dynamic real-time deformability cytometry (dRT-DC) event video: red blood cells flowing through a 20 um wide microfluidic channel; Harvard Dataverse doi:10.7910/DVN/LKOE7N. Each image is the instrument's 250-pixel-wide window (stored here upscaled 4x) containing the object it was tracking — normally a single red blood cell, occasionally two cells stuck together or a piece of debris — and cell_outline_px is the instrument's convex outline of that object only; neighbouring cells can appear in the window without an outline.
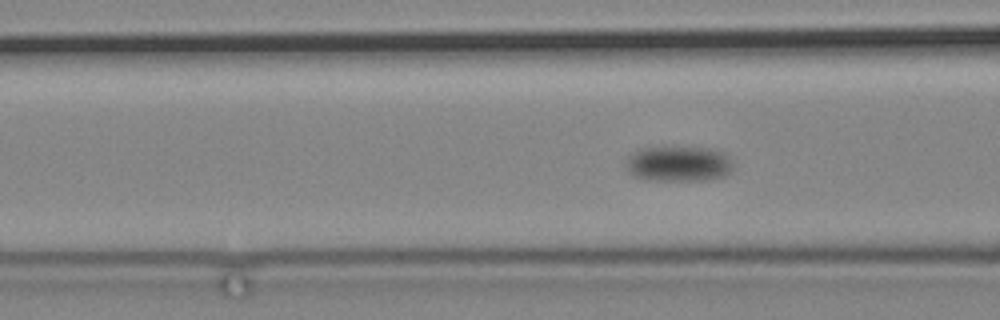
{"species": "common noctule bat (a hibernating species)", "species_latin": "Nyctalus noctula", "temperature_condition": "cold", "stored_images_in_passage": 60, "camera_frame_rate_fps": 3000, "um_per_image_px": 0.085, "animal": {"sex": "male", "body_mass_g": 19.2, "forearm_length_mm": 51.8}, "frame": {"image": 1, "passage_image": 12, "time_ms": 3.667, "image_size_px": [1000, 320], "cell_outline_px": [[732, 168], [724, 176], [704, 180], [644, 180], [632, 176], [628, 172], [628, 156], [632, 152], [640, 148], [708, 148], [724, 152], [732, 160]], "centroid_in_image_um": [57.67, 13.93], "position_along_channel_um": 108.9, "area_um2": 21.96}}
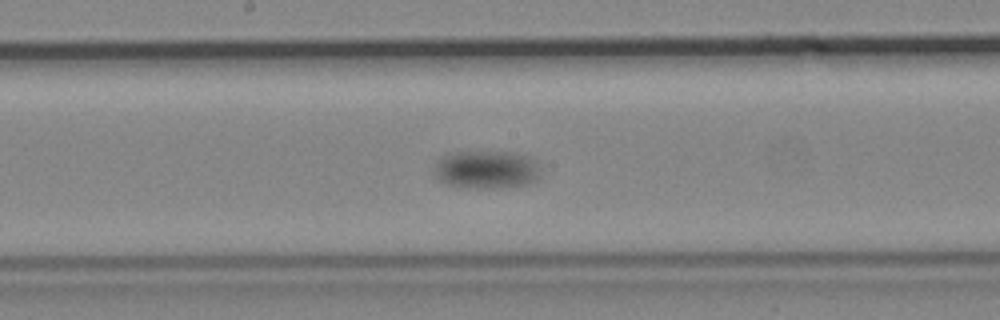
{"frame": {"image": 2, "passage_image": 24, "time_ms": 7.667, "image_size_px": [1000, 320], "cell_outline_px": [[540, 176], [536, 180], [528, 184], [504, 188], [476, 188], [448, 184], [440, 180], [436, 176], [432, 168], [436, 160], [452, 152], [512, 152], [528, 156], [536, 160]], "centroid_in_image_um": [41.35, 14.41], "position_along_channel_um": 206.8, "area_um2": 23.76}}
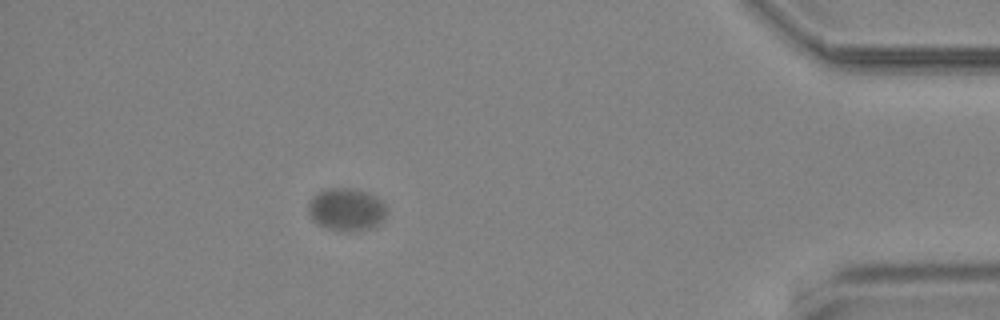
{"frame": {"image": 3, "passage_image": 54, "time_ms": 17.667, "image_size_px": [1000, 320], "cell_outline_px": [[384, 220], [368, 228], [356, 232], [344, 232], [328, 228], [316, 224], [312, 220], [308, 212], [308, 204], [320, 192], [328, 188], [352, 188], [368, 192], [376, 196], [384, 204]], "centroid_in_image_um": [29.43, 17.82], "position_along_channel_um": 405.8, "area_um2": 19.31}}